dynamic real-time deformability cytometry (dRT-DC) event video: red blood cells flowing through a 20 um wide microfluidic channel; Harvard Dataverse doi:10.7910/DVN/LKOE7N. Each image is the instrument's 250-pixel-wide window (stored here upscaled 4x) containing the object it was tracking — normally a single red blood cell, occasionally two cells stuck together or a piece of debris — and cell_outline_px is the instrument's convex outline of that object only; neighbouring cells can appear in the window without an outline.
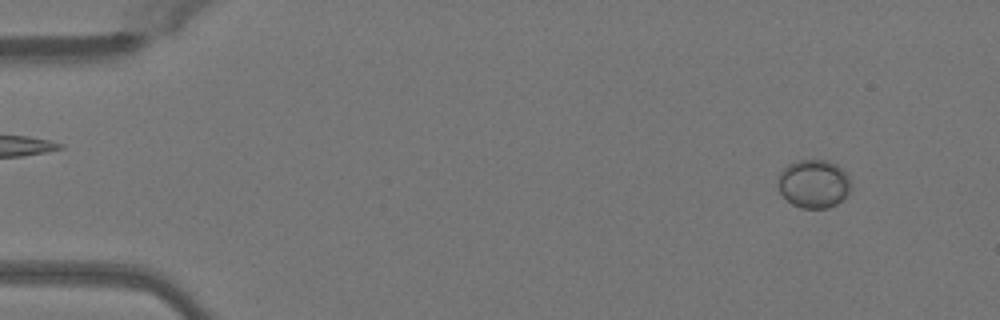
{"species": "Egyptian fruit bat (a non-hibernating species)", "species_latin": "Rousettus aegyptiacus", "temperature_condition": "warm", "stored_images_in_passage": 49, "camera_frame_rate_fps": 3000, "um_per_image_px": 0.085, "animal": {"sex": "female"}, "frame": {"image": 1, "passage_image": 4, "time_ms": 1.0, "image_size_px": [1000, 320], "cell_outline_px": [[852, 188], [836, 204], [828, 208], [800, 208], [792, 204], [780, 192], [776, 184], [776, 180], [780, 172], [788, 164], [800, 160], [824, 160], [836, 164], [848, 176], [852, 184]], "centroid_in_image_um": [69.14, 15.62], "position_along_channel_um": 15.9, "area_um2": 20.58}}
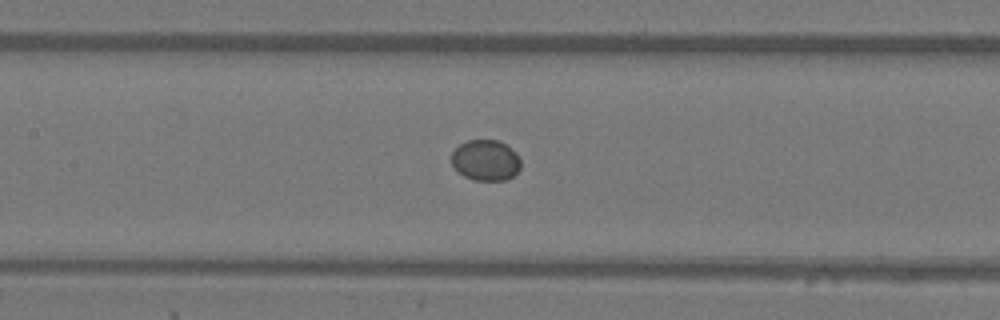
{"frame": {"image": 2, "passage_image": 23, "time_ms": 7.333, "image_size_px": [1000, 320], "cell_outline_px": [[520, 168], [512, 176], [504, 180], [472, 180], [464, 176], [452, 164], [452, 152], [460, 144], [468, 140], [500, 140], [516, 152], [520, 160]], "centroid_in_image_um": [41.29, 13.61], "position_along_channel_um": 166.1, "area_um2": 16.36}}
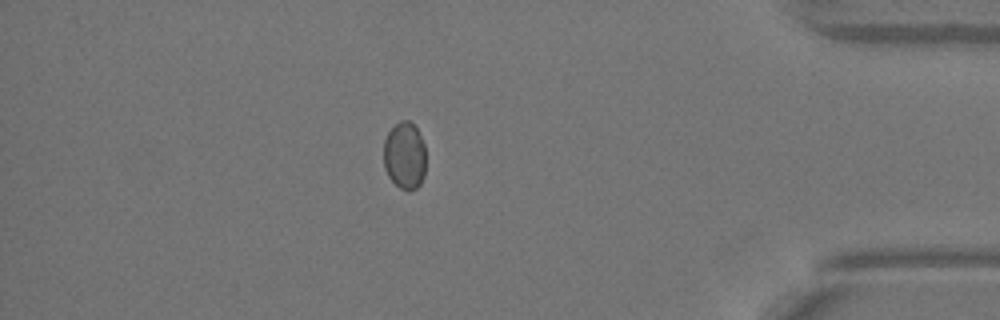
{"frame": {"image": 3, "passage_image": 43, "time_ms": 14.0, "image_size_px": [1000, 320], "cell_outline_px": [[424, 176], [420, 184], [416, 188], [408, 192], [400, 188], [388, 176], [384, 168], [384, 140], [388, 132], [400, 120], [408, 120], [416, 128], [424, 144]], "centroid_in_image_um": [34.38, 13.25], "position_along_channel_um": 400.8, "area_um2": 16.47}}